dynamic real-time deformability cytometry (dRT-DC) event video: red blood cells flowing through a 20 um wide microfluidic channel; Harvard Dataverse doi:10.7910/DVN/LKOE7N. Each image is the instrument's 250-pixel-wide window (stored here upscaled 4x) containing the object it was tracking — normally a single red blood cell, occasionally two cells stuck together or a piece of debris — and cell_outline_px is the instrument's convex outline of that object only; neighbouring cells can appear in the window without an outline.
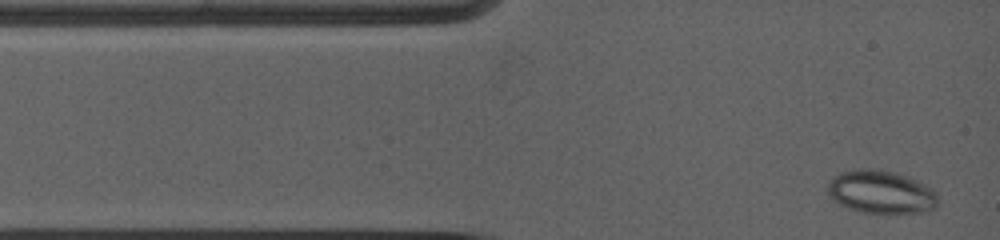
{"species": "common noctule bat (a hibernating species)", "species_latin": "Nyctalus noctula", "temperature_condition": "warm", "stored_images_in_passage": 7, "camera_frame_rate_fps": 5000, "um_per_image_px": 0.085, "animal": {"sex": "female", "body_mass_g": 19.0, "forearm_length_mm": 53.3}, "frame": {"image": 1, "passage_image": 1, "time_ms": 0.0, "image_size_px": [1000, 240], "cell_outline_px": [[940, 204], [936, 208], [928, 212], [864, 212], [848, 208], [832, 200], [828, 196], [824, 188], [832, 176], [840, 172], [864, 168], [868, 168], [896, 172], [908, 176], [932, 188], [936, 192]], "centroid_in_image_um": [74.87, 16.31], "position_along_channel_um": 10.1, "area_um2": 28.09}}
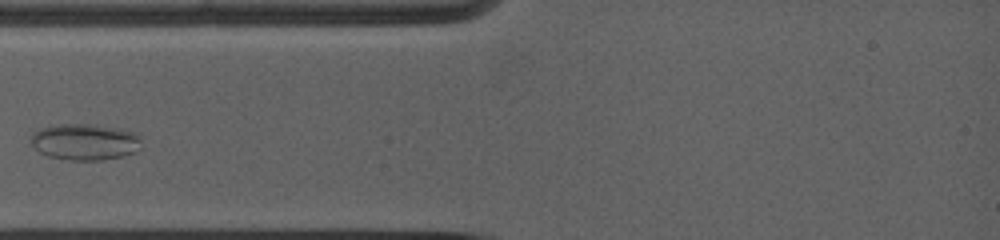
{"frame": {"image": 2, "passage_image": 5, "time_ms": 2.8, "image_size_px": [1000, 240], "cell_outline_px": [[140, 148], [124, 156], [100, 160], [68, 160], [48, 156], [40, 152], [32, 144], [32, 132], [40, 128], [56, 124], [96, 124], [116, 128], [132, 132], [140, 140]], "centroid_in_image_um": [7.17, 12.05], "position_along_channel_um": 77.8, "area_um2": 23.24}}
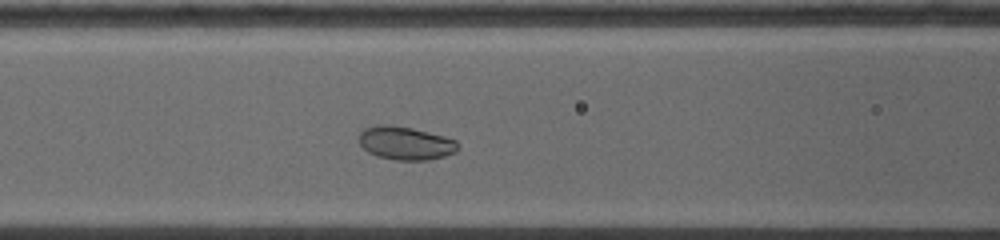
{"frame": {"image": 3, "passage_image": 7, "time_ms": 4.2, "image_size_px": [1000, 240], "cell_outline_px": [[460, 148], [456, 152], [444, 156], [428, 160], [396, 160], [376, 156], [368, 152], [360, 144], [360, 132], [364, 128], [376, 124], [388, 124], [412, 128], [444, 136], [456, 140]], "centroid_in_image_um": [34.47, 12.16], "position_along_channel_um": 132.1, "area_um2": 19.31}}